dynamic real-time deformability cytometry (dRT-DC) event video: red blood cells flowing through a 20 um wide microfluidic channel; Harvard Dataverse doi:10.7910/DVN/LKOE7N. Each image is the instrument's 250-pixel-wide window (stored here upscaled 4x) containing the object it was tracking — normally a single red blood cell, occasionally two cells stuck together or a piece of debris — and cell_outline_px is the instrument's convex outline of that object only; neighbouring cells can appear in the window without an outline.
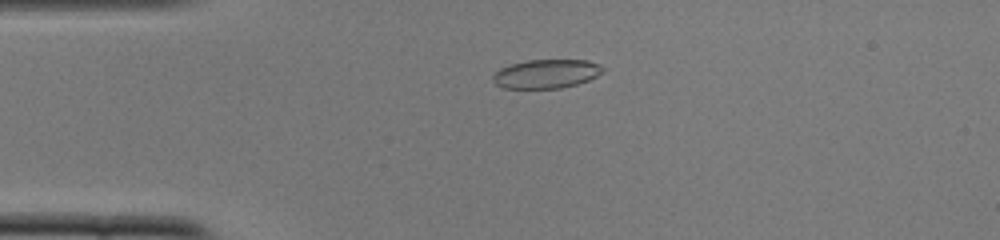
{"species": "common noctule bat (a hibernating species)", "species_latin": "Nyctalus noctula", "temperature_condition": "cold", "stored_images_in_passage": 51, "camera_frame_rate_fps": 3000, "um_per_image_px": 0.085, "animal": {"sex": "female", "body_mass_g": 22.0, "forearm_length_mm": 56.7}, "frame": {"image": 1, "passage_image": 12, "time_ms": 3.667, "image_size_px": [1000, 240], "cell_outline_px": [[604, 72], [588, 80], [576, 84], [560, 88], [504, 88], [496, 84], [492, 80], [492, 76], [500, 68], [512, 64], [528, 60], [588, 60], [600, 64], [604, 68]], "centroid_in_image_um": [46.45, 6.27], "position_along_channel_um": 38.5, "area_um2": 18.44}}
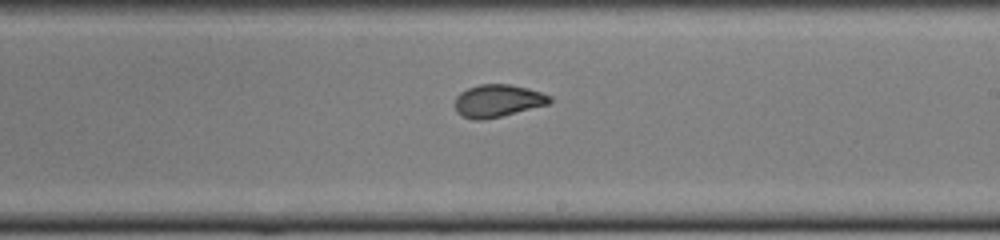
{"frame": {"image": 2, "passage_image": 30, "time_ms": 9.667, "image_size_px": [1000, 240], "cell_outline_px": [[552, 104], [484, 120], [472, 120], [460, 116], [456, 112], [456, 96], [460, 92], [468, 88], [480, 84], [508, 84], [528, 88], [552, 96]], "centroid_in_image_um": [42.33, 8.58], "position_along_channel_um": 246.7, "area_um2": 18.21}}
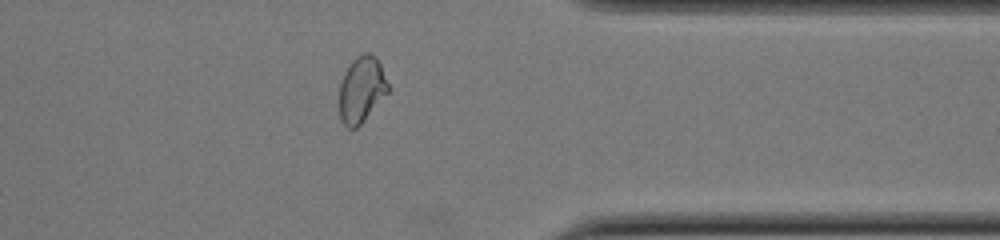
{"frame": {"image": 3, "passage_image": 41, "time_ms": 13.333, "image_size_px": [1000, 240], "cell_outline_px": [[388, 92], [360, 124], [356, 128], [348, 128], [340, 120], [340, 84], [344, 72], [348, 64], [356, 56], [364, 52], [368, 52], [376, 56], [380, 64], [388, 84]], "centroid_in_image_um": [30.71, 7.57], "position_along_channel_um": 380.7, "area_um2": 18.61}, "authors_computed_cell_mechanics": {"area_um2": 19.074, "velocity_mm_per_s": 3.912, "shape_relaxation_time_tau1_ms": 6.5569, "shape_relaxation_time_tau2_ms": 0.9391, "deformation_change_tau1": 0.1585, "deformation_change_tau2": 0.0533}}